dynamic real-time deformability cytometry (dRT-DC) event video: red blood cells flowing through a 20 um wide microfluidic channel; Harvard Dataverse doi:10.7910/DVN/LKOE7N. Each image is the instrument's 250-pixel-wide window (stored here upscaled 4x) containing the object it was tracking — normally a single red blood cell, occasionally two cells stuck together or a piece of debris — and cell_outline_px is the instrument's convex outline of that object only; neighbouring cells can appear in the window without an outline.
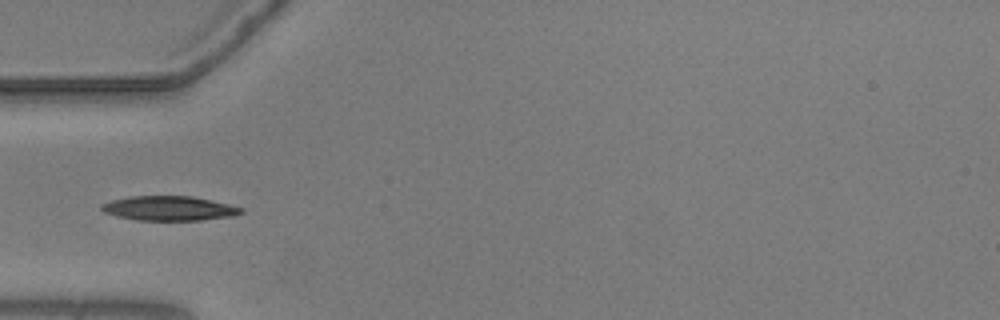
{"species": "common noctule bat (a hibernating species)", "species_latin": "Nyctalus noctula", "temperature_condition": "warm", "stored_images_in_passage": 39, "camera_frame_rate_fps": 3000, "um_per_image_px": 0.085, "animal": {"sex": "male", "body_mass_g": 20.5, "forearm_length_mm": 52.5}, "frame": {"image": 1, "passage_image": 1, "time_ms": 0.0, "image_size_px": [1000, 320], "cell_outline_px": [[244, 212], [232, 216], [200, 220], [136, 220], [116, 216], [104, 212], [100, 208], [100, 204], [112, 200], [132, 196], [192, 196], [228, 204], [244, 208]], "centroid_in_image_um": [14.36, 17.71], "position_along_channel_um": 70.6, "area_um2": 19.88}}
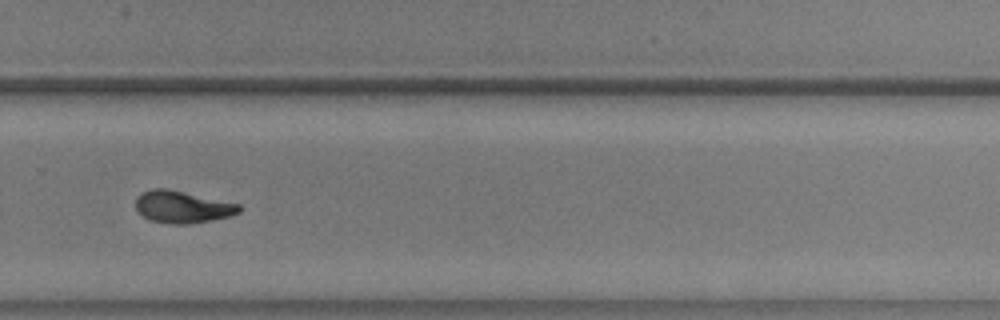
{"frame": {"image": 2, "passage_image": 21, "time_ms": 6.667, "image_size_px": [1000, 320], "cell_outline_px": [[244, 208], [240, 212], [228, 216], [208, 220], [184, 224], [168, 224], [148, 220], [136, 208], [136, 196], [152, 188], [168, 188], [240, 204]], "centroid_in_image_um": [15.5, 17.57], "position_along_channel_um": 314.3, "area_um2": 19.31}}
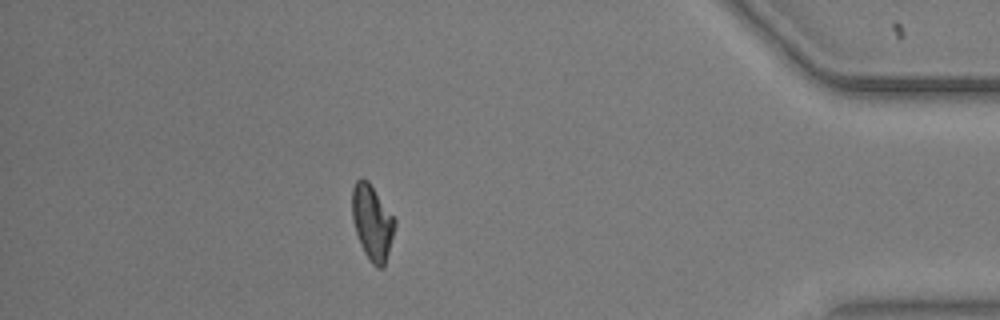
{"frame": {"image": 3, "passage_image": 32, "time_ms": 10.333, "image_size_px": [1000, 320], "cell_outline_px": [[396, 224], [384, 268], [376, 268], [368, 260], [360, 244], [352, 220], [352, 188], [356, 180], [360, 176], [368, 180], [396, 220]], "centroid_in_image_um": [31.63, 18.91], "position_along_channel_um": 403.6, "area_um2": 18.84}, "authors_computed_cell_mechanics": {"area_um2": 19.074, "velocity_mm_per_s": 3.6389, "shape_relaxation_time_tau1_ms": 5.7917, "shape_relaxation_time_tau2_ms": 1.9886, "deformation_change_tau1": 0.2006, "deformation_change_tau2": 0.0748}}